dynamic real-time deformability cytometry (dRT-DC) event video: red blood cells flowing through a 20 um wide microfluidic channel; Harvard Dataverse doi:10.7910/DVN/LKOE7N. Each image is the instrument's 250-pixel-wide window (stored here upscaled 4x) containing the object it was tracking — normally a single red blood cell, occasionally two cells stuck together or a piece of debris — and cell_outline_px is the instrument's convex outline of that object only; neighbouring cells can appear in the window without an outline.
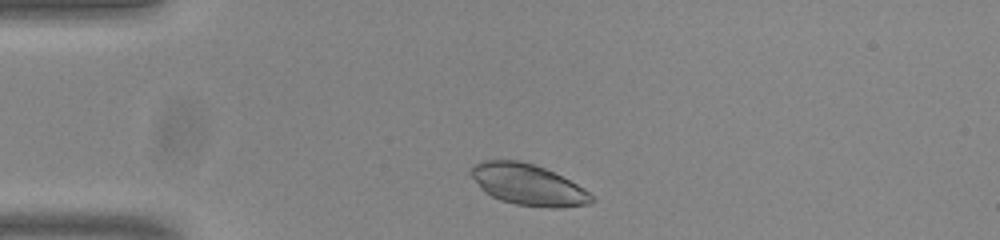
{"species": "common noctule bat (a hibernating species)", "species_latin": "Nyctalus noctula", "temperature_condition": "room temperature", "stored_images_in_passage": 44, "camera_frame_rate_fps": 3000, "um_per_image_px": 0.085, "animal": {"sex": "male", "body_mass_g": 20.0, "forearm_length_mm": 53.3}, "frame": {"image": 1, "passage_image": 3, "time_ms": 0.667, "image_size_px": [1000, 240], "cell_outline_px": [[596, 200], [588, 204], [560, 208], [552, 208], [516, 204], [500, 200], [484, 192], [480, 188], [468, 172], [476, 164], [484, 160], [516, 160], [532, 164], [544, 168], [584, 188]], "centroid_in_image_um": [44.86, 15.71], "position_along_channel_um": 40.1, "area_um2": 28.61}}
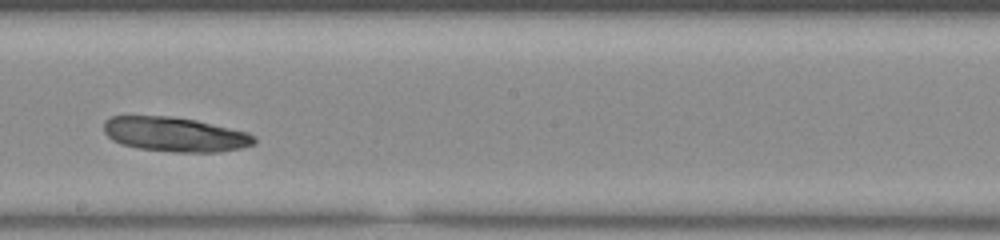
{"frame": {"image": 2, "passage_image": 21, "time_ms": 6.667, "image_size_px": [1000, 240], "cell_outline_px": [[256, 144], [240, 148], [220, 152], [176, 152], [140, 148], [120, 144], [112, 140], [104, 132], [104, 120], [112, 116], [168, 116], [196, 120], [248, 132], [256, 136]], "centroid_in_image_um": [14.89, 11.42], "position_along_channel_um": 233.3, "area_um2": 30.35}}
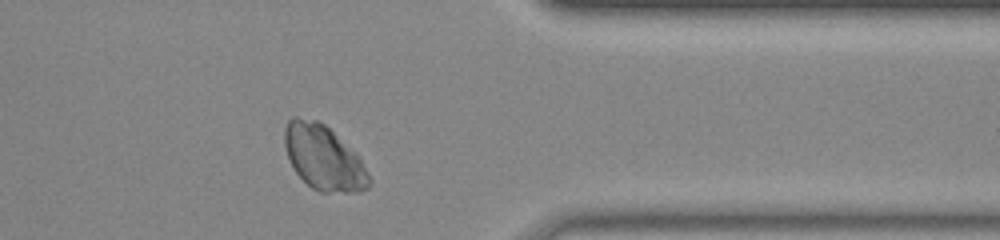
{"frame": {"image": 3, "passage_image": 34, "time_ms": 11.0, "image_size_px": [1000, 240], "cell_outline_px": [[372, 184], [368, 188], [360, 192], [320, 192], [312, 188], [296, 172], [288, 160], [284, 144], [284, 128], [288, 120], [292, 116], [296, 116], [316, 120], [324, 124], [360, 160], [368, 172], [372, 180]], "centroid_in_image_um": [27.47, 13.42], "position_along_channel_um": 383.9, "area_um2": 31.56}}